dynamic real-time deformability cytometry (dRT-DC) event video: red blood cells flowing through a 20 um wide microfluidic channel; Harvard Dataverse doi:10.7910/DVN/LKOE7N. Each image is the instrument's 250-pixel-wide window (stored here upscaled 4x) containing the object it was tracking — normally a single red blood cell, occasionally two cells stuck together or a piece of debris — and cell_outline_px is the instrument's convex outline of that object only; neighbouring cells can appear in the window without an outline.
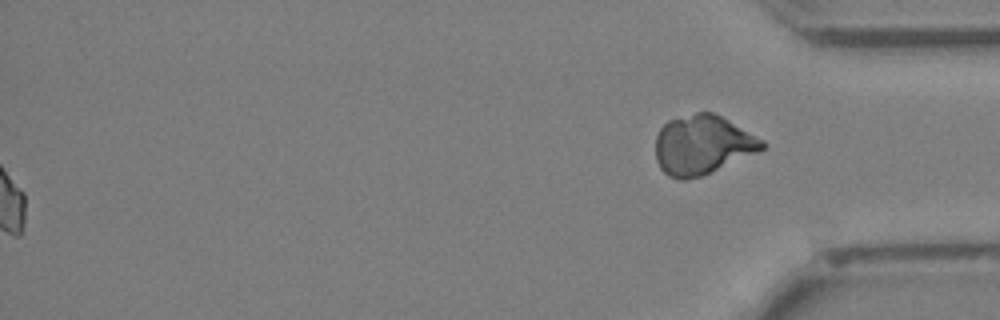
{"species": "Egyptian fruit bat (a non-hibernating species)", "species_latin": "Rousettus aegyptiacus", "temperature_condition": "cold", "stored_images_in_passage": 43, "segment_of_instrument_passage": [2, 2], "camera_frame_rate_fps": 3000, "um_per_image_px": 0.085, "animal": {"sex": "female"}, "frame": {"image": 1, "passage_image": 43, "time_ms": 14.0, "image_size_px": [1000, 320], "cell_outline_px": [[768, 144], [764, 148], [756, 152], [700, 176], [688, 180], [680, 180], [668, 176], [660, 168], [656, 160], [656, 136], [660, 128], [668, 120], [696, 112], [712, 112], [720, 116], [764, 140]], "centroid_in_image_um": [59.67, 12.31], "position_along_channel_um": 375.5, "area_um2": 36.41}}